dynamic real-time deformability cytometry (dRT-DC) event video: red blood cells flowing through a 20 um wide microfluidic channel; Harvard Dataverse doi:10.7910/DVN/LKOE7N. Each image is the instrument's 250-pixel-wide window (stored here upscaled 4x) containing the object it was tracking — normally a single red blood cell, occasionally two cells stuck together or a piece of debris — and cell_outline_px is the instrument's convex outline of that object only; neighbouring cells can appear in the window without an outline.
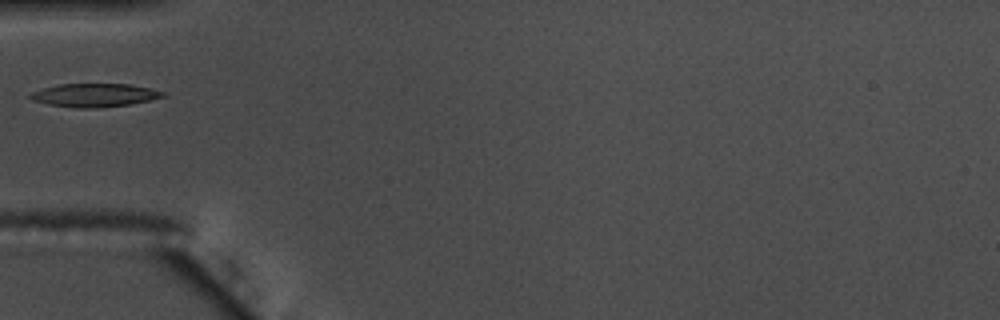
{"species": "common noctule bat (a hibernating species)", "species_latin": "Nyctalus noctula", "temperature_condition": "warm", "stored_images_in_passage": 38, "camera_frame_rate_fps": 3000, "um_per_image_px": 0.085, "animal": {"sex": "male", "body_mass_g": 17.5, "forearm_length_mm": 52.3}, "frame": {"image": 1, "passage_image": 1, "time_ms": 0.0, "image_size_px": [1000, 320], "cell_outline_px": [[164, 96], [148, 100], [128, 104], [100, 108], [76, 108], [48, 104], [32, 100], [28, 96], [32, 92], [56, 84], [128, 84], [148, 88], [164, 92]], "centroid_in_image_um": [7.97, 8.09], "position_along_channel_um": 77.0, "area_um2": 17.8}}